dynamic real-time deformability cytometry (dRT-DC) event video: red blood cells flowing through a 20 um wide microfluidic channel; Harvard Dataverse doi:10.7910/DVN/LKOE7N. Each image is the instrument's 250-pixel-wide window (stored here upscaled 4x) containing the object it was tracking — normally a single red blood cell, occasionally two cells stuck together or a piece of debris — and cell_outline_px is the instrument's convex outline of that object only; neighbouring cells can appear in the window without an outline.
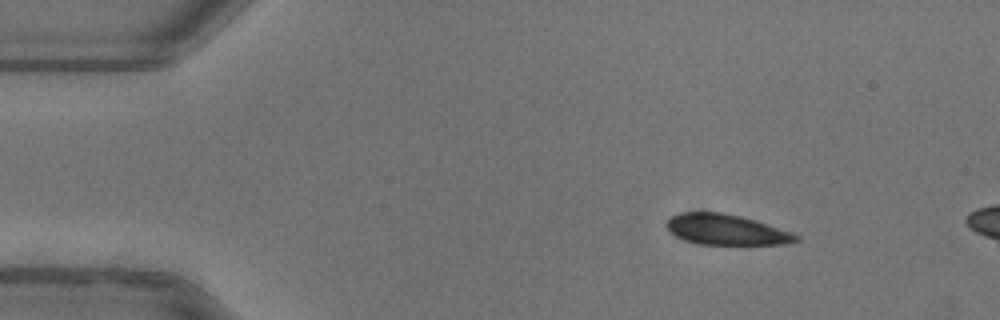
{"species": "common noctule bat (a hibernating species)", "species_latin": "Nyctalus noctula", "temperature_condition": "warm", "stored_images_in_passage": 7, "camera_frame_rate_fps": 3000, "um_per_image_px": 0.085, "animal": {"sex": "female"}, "frame": {"image": 1, "passage_image": 1, "time_ms": 0.0, "image_size_px": [1000, 320], "cell_outline_px": [[800, 240], [788, 244], [700, 244], [676, 236], [664, 224], [672, 216], [684, 212], [720, 212], [740, 216], [756, 220], [792, 232], [800, 236]], "centroid_in_image_um": [61.78, 19.52], "position_along_channel_um": 23.2, "area_um2": 22.83}}